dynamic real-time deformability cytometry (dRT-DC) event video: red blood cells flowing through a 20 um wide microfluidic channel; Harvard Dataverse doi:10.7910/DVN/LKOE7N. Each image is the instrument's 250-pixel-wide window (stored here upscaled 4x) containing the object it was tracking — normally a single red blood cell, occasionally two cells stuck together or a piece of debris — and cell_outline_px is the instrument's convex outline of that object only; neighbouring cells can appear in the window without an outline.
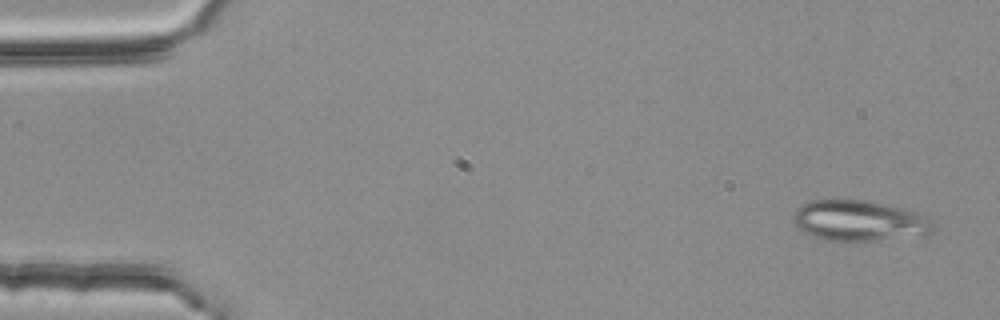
{"species": "common noctule bat (a hibernating species)", "species_latin": "Nyctalus noctula", "temperature_condition": "room temperature", "stored_images_in_passage": 3, "camera_frame_rate_fps": 3000, "um_per_image_px": 0.085, "animal": {"sex": "female", "body_mass_g": 25.1}, "frame": {"image": 1, "passage_image": 1, "time_ms": 0.0, "image_size_px": [1000, 320], "cell_outline_px": [[932, 232], [924, 236], [856, 244], [824, 240], [812, 236], [804, 232], [792, 220], [792, 216], [796, 208], [812, 200], [864, 200], [888, 204], [916, 212], [932, 220]], "centroid_in_image_um": [73.06, 18.82], "position_along_channel_um": 11.9, "area_um2": 34.22}}